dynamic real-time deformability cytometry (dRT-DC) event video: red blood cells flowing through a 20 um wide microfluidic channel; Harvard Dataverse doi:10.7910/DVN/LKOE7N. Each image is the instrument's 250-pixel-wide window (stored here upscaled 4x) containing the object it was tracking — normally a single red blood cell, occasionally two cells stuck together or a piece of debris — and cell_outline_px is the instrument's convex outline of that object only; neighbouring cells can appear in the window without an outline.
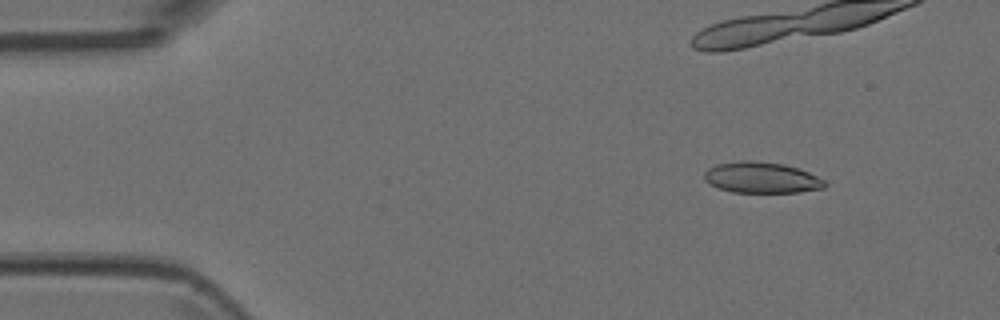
{"species": "Egyptian fruit bat (a non-hibernating species)", "species_latin": "Rousettus aegyptiacus", "temperature_condition": "room temperature", "stored_images_in_passage": 6, "camera_frame_rate_fps": 3000, "um_per_image_px": 0.085, "animal": {"sex": "female"}, "frame": {"image": 1, "passage_image": 2, "time_ms": 0.333, "image_size_px": [1000, 320], "cell_outline_px": [[824, 188], [800, 192], [732, 192], [720, 188], [704, 180], [704, 172], [708, 168], [716, 164], [744, 160], [756, 160], [784, 164], [800, 168], [824, 180]], "centroid_in_image_um": [64.72, 15.08], "position_along_channel_um": 20.3, "area_um2": 21.73}}
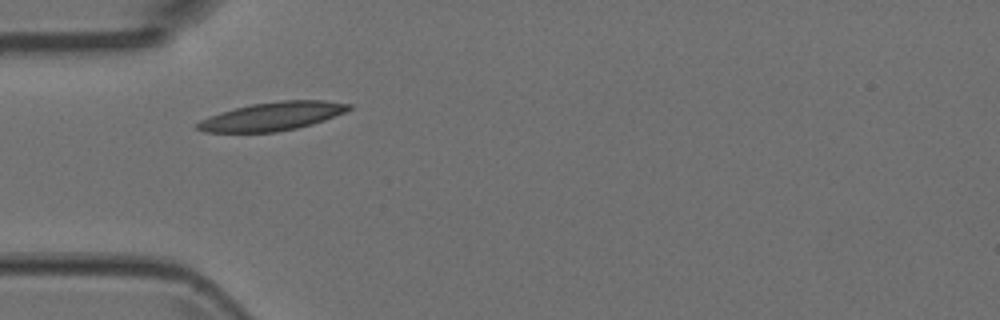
{"frame": {"image": 2, "passage_image": 5, "time_ms": 1.333, "image_size_px": [1000, 320], "cell_outline_px": [[352, 108], [344, 112], [324, 120], [312, 124], [296, 128], [276, 132], [204, 132], [196, 128], [196, 124], [200, 120], [208, 116], [220, 112], [252, 104], [280, 100], [324, 100], [352, 104]], "centroid_in_image_um": [23.14, 9.88], "position_along_channel_um": 61.9, "area_um2": 24.97}}
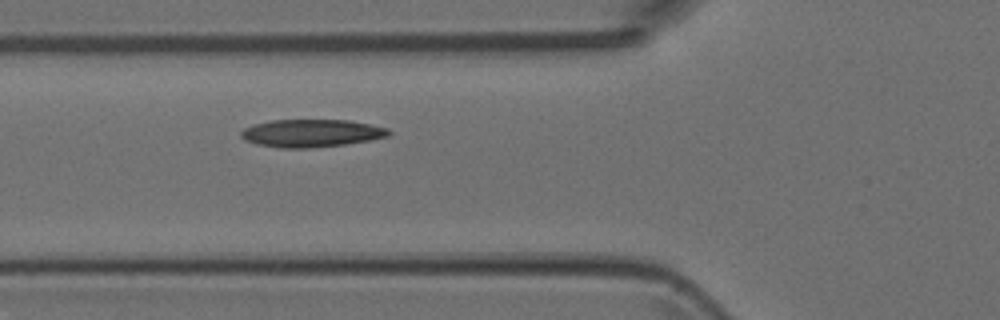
{"frame": {"image": 3, "passage_image": 6, "time_ms": 1.667, "image_size_px": [1000, 320], "cell_outline_px": [[392, 132], [388, 136], [368, 140], [344, 144], [308, 148], [280, 148], [256, 144], [244, 140], [240, 136], [240, 132], [244, 128], [256, 124], [272, 120], [348, 120], [388, 128]], "centroid_in_image_um": [26.44, 11.32], "position_along_channel_um": 99.4, "area_um2": 23.7}}